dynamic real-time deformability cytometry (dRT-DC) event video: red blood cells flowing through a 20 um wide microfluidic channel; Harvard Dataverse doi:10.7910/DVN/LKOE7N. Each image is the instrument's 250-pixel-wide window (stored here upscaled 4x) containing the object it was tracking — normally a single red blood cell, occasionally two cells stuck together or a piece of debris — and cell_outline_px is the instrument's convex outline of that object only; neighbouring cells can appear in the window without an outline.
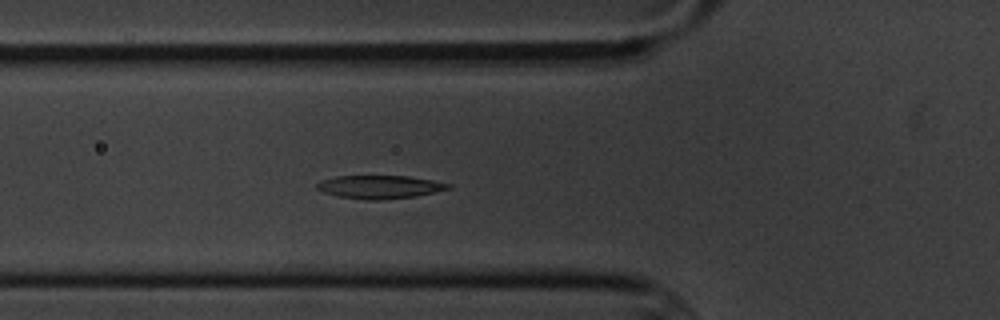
{"species": "common noctule bat (a hibernating species)", "species_latin": "Nyctalus noctula", "temperature_condition": "cold", "stored_images_in_passage": 5, "camera_frame_rate_fps": 3000, "um_per_image_px": 0.085, "animal": {"sex": "male", "body_mass_g": 20.1, "forearm_length_mm": 53.5}, "frame": {"image": 1, "passage_image": 5, "time_ms": 4.667, "image_size_px": [1000, 320], "cell_outline_px": [[452, 188], [436, 192], [416, 196], [380, 200], [364, 200], [336, 196], [324, 192], [316, 188], [316, 184], [320, 180], [336, 176], [408, 176], [432, 180], [452, 184]], "centroid_in_image_um": [32.28, 15.89], "position_along_channel_um": 93.5, "area_um2": 17.92}}